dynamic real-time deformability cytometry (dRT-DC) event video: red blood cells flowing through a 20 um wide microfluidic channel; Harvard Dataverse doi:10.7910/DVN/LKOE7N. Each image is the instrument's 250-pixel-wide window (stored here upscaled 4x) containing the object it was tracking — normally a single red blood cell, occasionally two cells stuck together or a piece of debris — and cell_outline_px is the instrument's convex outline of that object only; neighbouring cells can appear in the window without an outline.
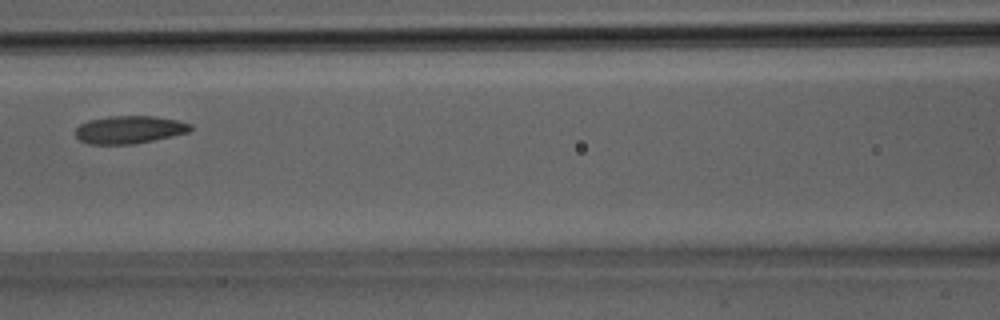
{"species": "Egyptian fruit bat (a non-hibernating species)", "species_latin": "Rousettus aegyptiacus", "temperature_condition": "room temperature", "stored_images_in_passage": 27, "camera_frame_rate_fps": 3000, "um_per_image_px": 0.085, "animal": {"sex": "male"}, "frame": {"image": 1, "passage_image": 9, "time_ms": 2.667, "image_size_px": [1000, 320], "cell_outline_px": [[192, 128], [188, 132], [172, 136], [132, 144], [88, 144], [80, 140], [76, 136], [76, 128], [80, 124], [88, 120], [112, 116], [152, 116], [176, 120], [192, 124]], "centroid_in_image_um": [10.98, 11.02], "position_along_channel_um": 155.6, "area_um2": 18.44}}
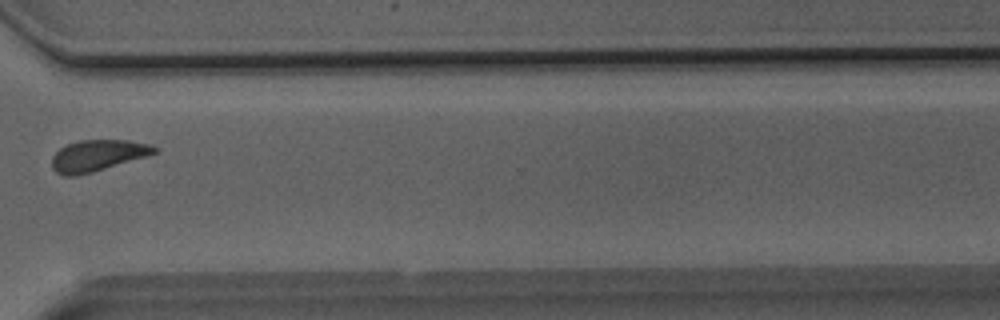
{"frame": {"image": 2, "passage_image": 19, "time_ms": 6.0, "image_size_px": [1000, 320], "cell_outline_px": [[160, 148], [156, 152], [148, 156], [92, 172], [76, 176], [64, 176], [56, 172], [52, 168], [52, 156], [60, 148], [68, 144], [80, 140], [128, 140], [148, 144]], "centroid_in_image_um": [8.3, 13.22], "position_along_channel_um": 362.3, "area_um2": 18.67}}
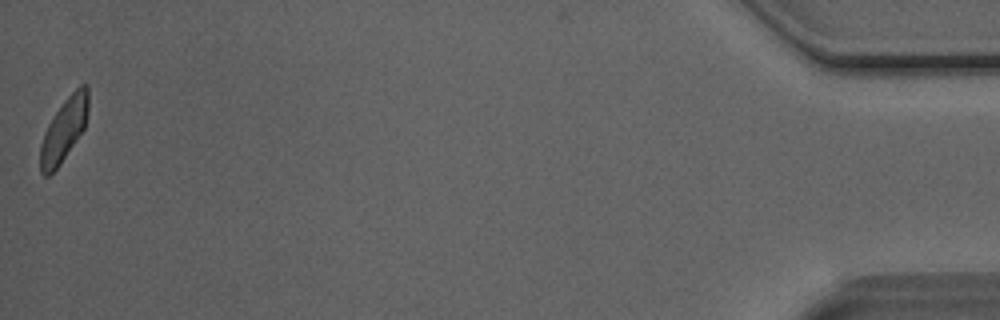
{"frame": {"image": 3, "passage_image": 27, "time_ms": 8.667, "image_size_px": [1000, 320], "cell_outline_px": [[88, 108], [84, 128], [60, 164], [48, 176], [44, 176], [40, 172], [40, 144], [44, 132], [48, 124], [64, 100], [80, 84], [88, 84]], "centroid_in_image_um": [5.42, 11.02], "position_along_channel_um": 429.8, "area_um2": 17.46}}